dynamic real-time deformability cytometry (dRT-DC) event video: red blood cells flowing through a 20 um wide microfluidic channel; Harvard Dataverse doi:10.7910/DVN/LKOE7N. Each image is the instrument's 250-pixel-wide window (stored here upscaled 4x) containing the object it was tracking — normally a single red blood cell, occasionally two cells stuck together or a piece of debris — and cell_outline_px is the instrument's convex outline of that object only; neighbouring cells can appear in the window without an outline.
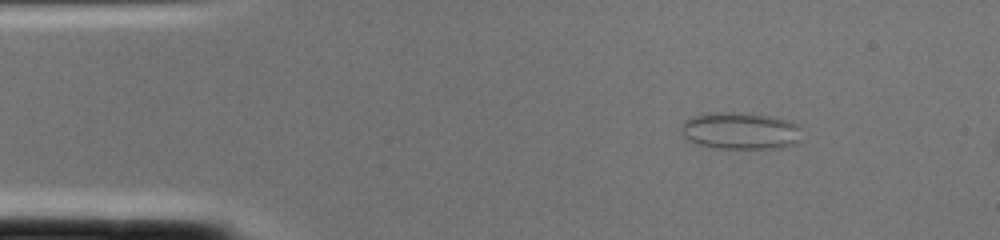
{"species": "common noctule bat (a hibernating species)", "species_latin": "Nyctalus noctula", "temperature_condition": "cold", "stored_images_in_passage": 2, "camera_frame_rate_fps": 3000, "um_per_image_px": 0.085, "animal": {"sex": "female", "body_mass_g": 22.0, "forearm_length_mm": 56.7}, "frame": {"image": 1, "passage_image": 1, "time_ms": 0.0, "image_size_px": [1000, 240], "cell_outline_px": [[800, 144], [780, 148], [712, 148], [696, 144], [688, 140], [680, 132], [680, 124], [684, 120], [692, 116], [708, 112], [736, 112], [768, 116], [792, 120], [800, 124]], "centroid_in_image_um": [62.93, 11.12], "position_along_channel_um": 22.1, "area_um2": 26.7}}